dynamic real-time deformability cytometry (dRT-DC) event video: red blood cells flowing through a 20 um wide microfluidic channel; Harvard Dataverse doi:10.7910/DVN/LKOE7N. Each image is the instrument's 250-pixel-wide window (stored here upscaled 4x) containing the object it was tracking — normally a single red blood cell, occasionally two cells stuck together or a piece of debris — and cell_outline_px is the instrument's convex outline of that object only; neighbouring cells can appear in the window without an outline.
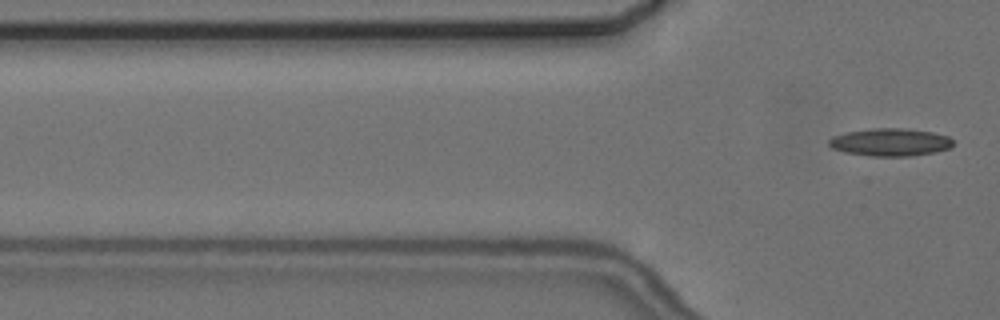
{"species": "common noctule bat (a hibernating species)", "species_latin": "Nyctalus noctula", "temperature_condition": "cold", "stored_images_in_passage": 4, "camera_frame_rate_fps": 3000, "um_per_image_px": 0.085, "animal": {"sex": "female", "body_mass_g": 24.6, "forearm_length_mm": 56.2}, "frame": {"image": 1, "passage_image": 4, "time_ms": 3.333, "image_size_px": [1000, 320], "cell_outline_px": [[952, 144], [948, 148], [936, 152], [912, 156], [872, 156], [844, 152], [832, 148], [828, 144], [828, 140], [832, 136], [848, 132], [872, 128], [904, 128], [932, 132], [948, 136], [952, 140]], "centroid_in_image_um": [75.65, 12.09], "position_along_channel_um": 50.1, "area_um2": 20.0}}